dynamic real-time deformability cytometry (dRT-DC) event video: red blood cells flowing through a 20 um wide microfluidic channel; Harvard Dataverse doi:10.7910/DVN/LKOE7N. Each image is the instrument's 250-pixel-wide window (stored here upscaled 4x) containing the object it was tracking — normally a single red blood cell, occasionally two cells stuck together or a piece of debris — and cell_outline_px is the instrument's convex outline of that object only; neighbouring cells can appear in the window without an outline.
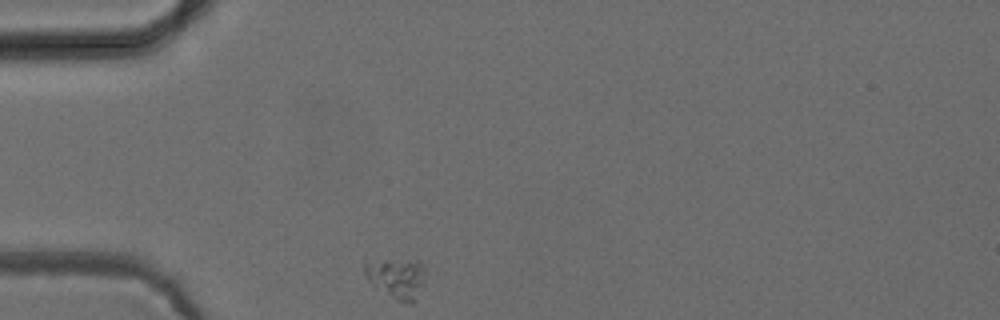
{"species": "common noctule bat (a hibernating species)", "species_latin": "Nyctalus noctula", "temperature_condition": "cold", "stored_images_in_passage": 34, "camera_frame_rate_fps": 3000, "um_per_image_px": 0.085, "animal": {"sex": "female", "body_mass_g": 24.6, "forearm_length_mm": 56.2}, "frame": {"image": 1, "passage_image": 1, "time_ms": 0.0, "image_size_px": [1000, 320], "cell_outline_px": [[424, 276], [412, 304], [408, 304], [396, 300], [368, 280], [364, 276], [364, 260], [420, 260], [424, 268]], "centroid_in_image_um": [33.66, 23.59], "position_along_channel_um": 51.3, "area_um2": 13.99}}
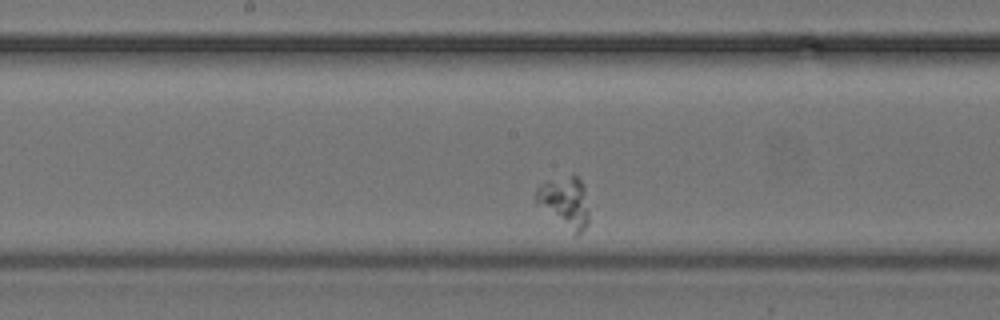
{"frame": {"image": 2, "passage_image": 15, "time_ms": 4.667, "image_size_px": [1000, 320], "cell_outline_px": [[588, 224], [576, 236], [536, 204], [536, 188], [540, 184], [572, 176], [576, 176], [584, 184], [588, 212]], "centroid_in_image_um": [48.02, 17.22], "position_along_channel_um": 200.2, "area_um2": 15.32}}
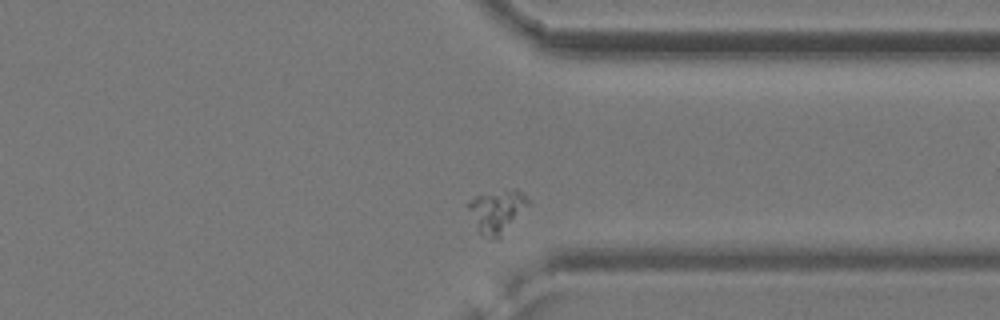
{"frame": {"image": 3, "passage_image": 29, "time_ms": 9.333, "image_size_px": [1000, 320], "cell_outline_px": [[532, 204], [496, 240], [484, 236], [480, 232], [464, 204], [468, 200], [476, 196], [516, 188], [532, 200]], "centroid_in_image_um": [42.28, 17.93], "position_along_channel_um": 369.1, "area_um2": 15.14}}